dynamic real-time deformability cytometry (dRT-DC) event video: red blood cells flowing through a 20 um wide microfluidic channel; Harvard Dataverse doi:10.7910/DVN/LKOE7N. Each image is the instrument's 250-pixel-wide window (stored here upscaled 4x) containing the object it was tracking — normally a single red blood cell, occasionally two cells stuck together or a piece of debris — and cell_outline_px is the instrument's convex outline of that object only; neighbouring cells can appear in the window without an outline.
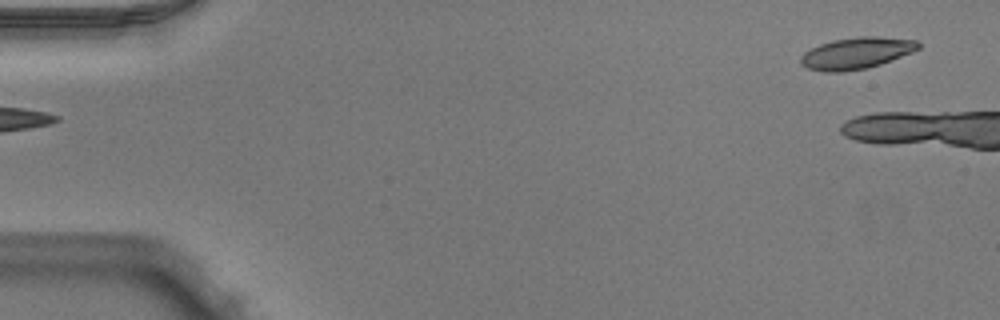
{"species": "Egyptian fruit bat (a non-hibernating species)", "species_latin": "Rousettus aegyptiacus", "temperature_condition": "warm", "stored_images_in_passage": 5, "camera_frame_rate_fps": 3000, "um_per_image_px": 0.085, "animal": {"sex": "male"}, "frame": {"image": 1, "passage_image": 1, "time_ms": 0.0, "image_size_px": [1000, 320], "cell_outline_px": [[920, 48], [912, 52], [880, 64], [868, 68], [840, 72], [824, 72], [808, 68], [800, 64], [800, 56], [804, 52], [820, 44], [832, 40], [860, 36], [876, 36], [916, 40], [920, 44]], "centroid_in_image_um": [72.77, 4.52], "position_along_channel_um": 12.2, "area_um2": 21.62}}